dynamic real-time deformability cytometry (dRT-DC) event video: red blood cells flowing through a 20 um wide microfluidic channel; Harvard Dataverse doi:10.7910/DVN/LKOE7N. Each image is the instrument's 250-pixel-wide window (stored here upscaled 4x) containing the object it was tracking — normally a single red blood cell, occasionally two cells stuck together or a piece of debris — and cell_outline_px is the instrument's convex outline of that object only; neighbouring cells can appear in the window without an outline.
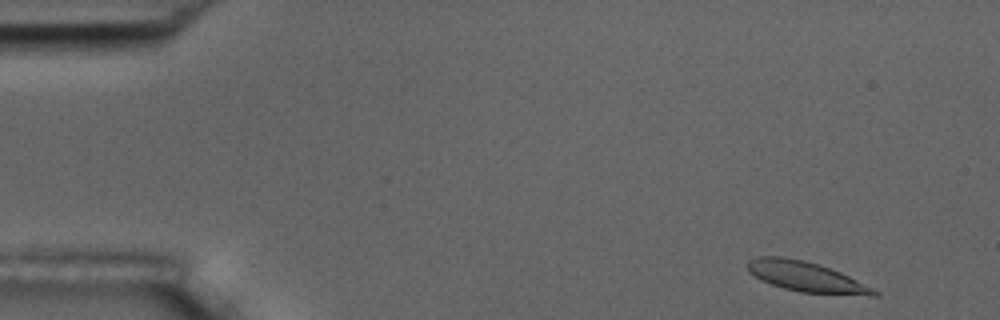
{"species": "common noctule bat (a hibernating species)", "species_latin": "Nyctalus noctula", "temperature_condition": "room temperature", "stored_images_in_passage": 54, "camera_frame_rate_fps": 3000, "um_per_image_px": 0.085, "animal": {"sex": "male", "body_mass_g": 17.5, "forearm_length_mm": 52.3}, "frame": {"image": 1, "passage_image": 2, "time_ms": 0.333, "image_size_px": [1000, 320], "cell_outline_px": [[880, 296], [872, 296], [800, 292], [784, 288], [772, 284], [748, 272], [748, 260], [760, 256], [780, 256], [804, 260], [840, 272], [880, 292]], "centroid_in_image_um": [68.53, 23.53], "position_along_channel_um": 16.5, "area_um2": 21.79}}
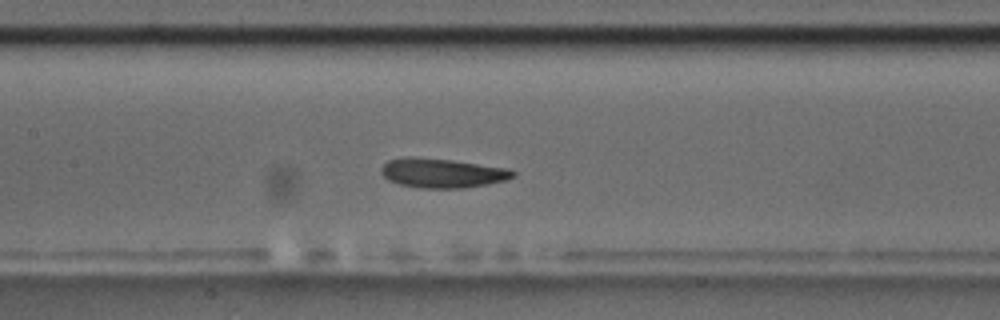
{"frame": {"image": 2, "passage_image": 24, "time_ms": 7.667, "image_size_px": [1000, 320], "cell_outline_px": [[516, 176], [508, 180], [488, 184], [464, 188], [420, 188], [400, 184], [388, 180], [380, 172], [380, 168], [388, 160], [408, 156], [452, 160], [508, 168], [516, 172]], "centroid_in_image_um": [37.61, 14.71], "position_along_channel_um": 169.8, "area_um2": 22.72}}
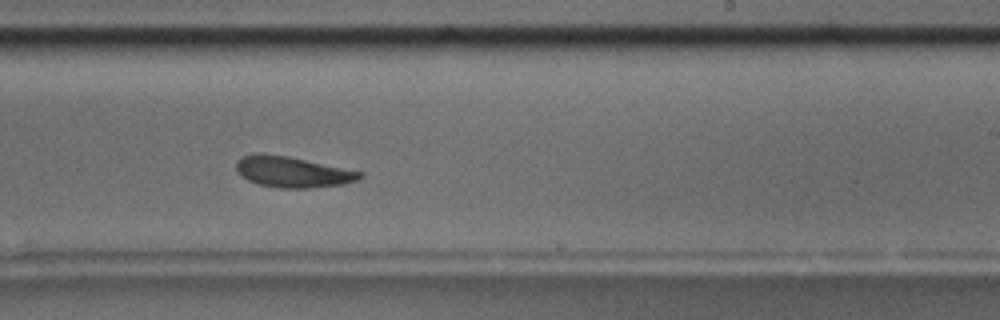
{"frame": {"image": 3, "passage_image": 32, "time_ms": 10.333, "image_size_px": [1000, 320], "cell_outline_px": [[364, 176], [356, 180], [344, 184], [312, 188], [280, 188], [260, 184], [248, 180], [240, 176], [236, 172], [236, 160], [240, 156], [256, 152], [260, 152], [288, 156], [364, 172]], "centroid_in_image_um": [24.82, 14.6], "position_along_channel_um": 264.2, "area_um2": 22.54}, "authors_computed_cell_mechanics": {"area_um2": 22.542, "velocity_mm_per_s": 3.5572, "shape_relaxation_time_tau1_ms": 2.2691, "shape_relaxation_time_tau2_ms": 2.4745, "deformation_change_tau1": 0.1112, "deformation_change_tau2": 0.0999}}